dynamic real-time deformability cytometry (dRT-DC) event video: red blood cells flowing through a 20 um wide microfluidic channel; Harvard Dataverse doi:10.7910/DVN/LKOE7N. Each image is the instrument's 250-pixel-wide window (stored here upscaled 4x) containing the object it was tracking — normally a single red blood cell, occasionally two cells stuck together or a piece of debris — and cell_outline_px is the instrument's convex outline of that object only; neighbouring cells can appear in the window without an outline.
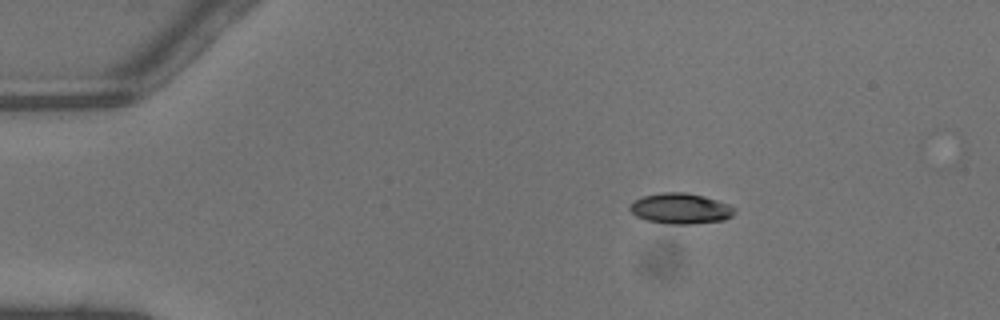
{"species": "common noctule bat (a hibernating species)", "species_latin": "Nyctalus noctula", "temperature_condition": "warm", "stored_images_in_passage": 39, "camera_frame_rate_fps": 3000, "um_per_image_px": 0.085, "animal": {"sex": "male", "body_mass_g": 13.3}, "frame": {"image": 1, "passage_image": 1, "time_ms": 0.0, "image_size_px": [1000, 320], "cell_outline_px": [[736, 212], [732, 216], [724, 220], [692, 224], [668, 224], [648, 220], [636, 216], [628, 208], [632, 200], [644, 196], [664, 192], [684, 192], [704, 196], [728, 204], [736, 208]], "centroid_in_image_um": [57.85, 17.72], "position_along_channel_um": 27.1, "area_um2": 18.73}}
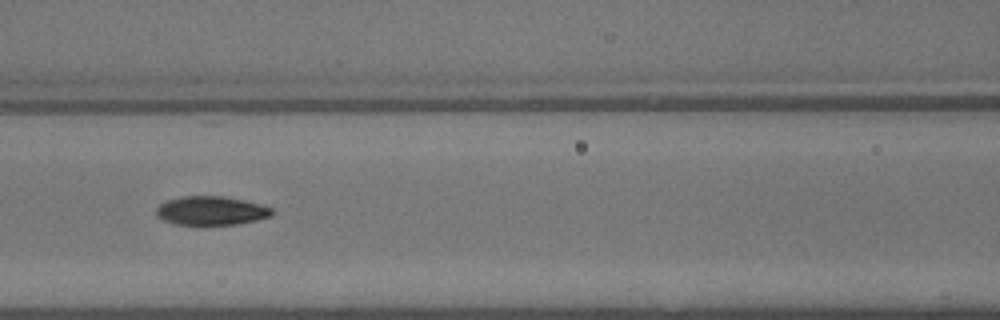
{"frame": {"image": 2, "passage_image": 14, "time_ms": 4.333, "image_size_px": [1000, 320], "cell_outline_px": [[272, 216], [240, 224], [204, 228], [176, 224], [164, 220], [156, 216], [156, 208], [160, 204], [168, 200], [180, 196], [224, 196], [244, 200], [260, 204], [272, 208]], "centroid_in_image_um": [17.93, 17.96], "position_along_channel_um": 148.7, "area_um2": 20.29}}
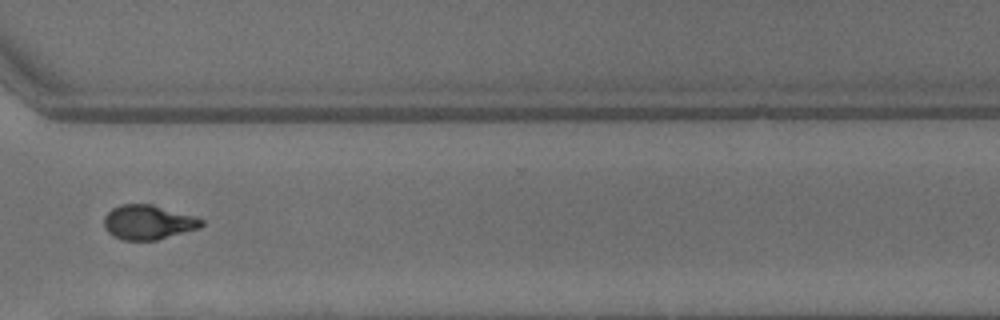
{"frame": {"image": 3, "passage_image": 28, "time_ms": 9.0, "image_size_px": [1000, 320], "cell_outline_px": [[204, 224], [200, 228], [156, 240], [124, 240], [108, 232], [104, 228], [104, 216], [112, 208], [120, 204], [152, 204], [192, 216], [204, 220]], "centroid_in_image_um": [12.58, 18.89], "position_along_channel_um": 358.0, "area_um2": 19.42}, "authors_computed_cell_mechanics": {"area_um2": 19.5942, "velocity_mm_per_s": 4.4903, "shape_relaxation_time_tau1_ms": 3.0105, "shape_relaxation_time_tau2_ms": 2.4307, "deformation_change_tau1": 0.1383, "deformation_change_tau2": 0.0751}}